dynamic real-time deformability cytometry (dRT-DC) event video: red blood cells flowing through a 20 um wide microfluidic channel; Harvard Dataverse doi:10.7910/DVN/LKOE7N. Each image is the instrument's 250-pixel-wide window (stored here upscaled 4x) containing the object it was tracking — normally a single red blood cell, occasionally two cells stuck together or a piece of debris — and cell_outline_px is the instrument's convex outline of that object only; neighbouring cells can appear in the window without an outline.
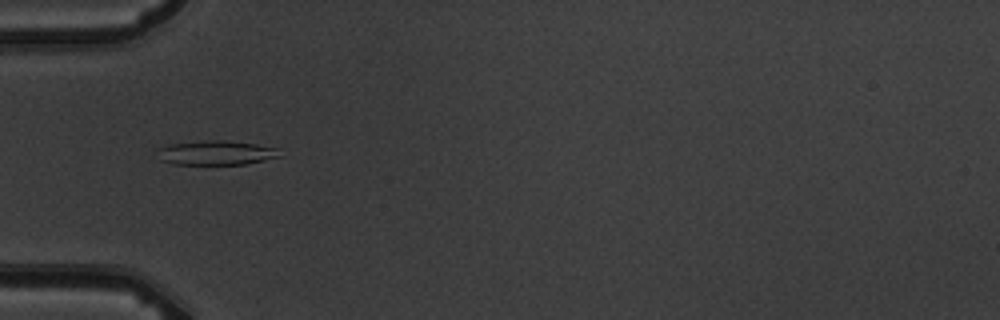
{"species": "common noctule bat (a hibernating species)", "species_latin": "Nyctalus noctula", "temperature_condition": "warm", "stored_images_in_passage": 7, "camera_frame_rate_fps": 3000, "um_per_image_px": 0.085, "animal": {"sex": "male", "body_mass_g": 19.5, "forearm_length_mm": 54.6}, "frame": {"image": 1, "passage_image": 5, "time_ms": 4.667, "image_size_px": [1000, 320], "cell_outline_px": [[280, 156], [244, 164], [172, 164], [160, 160], [156, 148], [168, 144], [204, 140], [228, 140], [256, 144], [276, 148]], "centroid_in_image_um": [18.28, 12.97], "position_along_channel_um": 66.7, "area_um2": 17.34}}
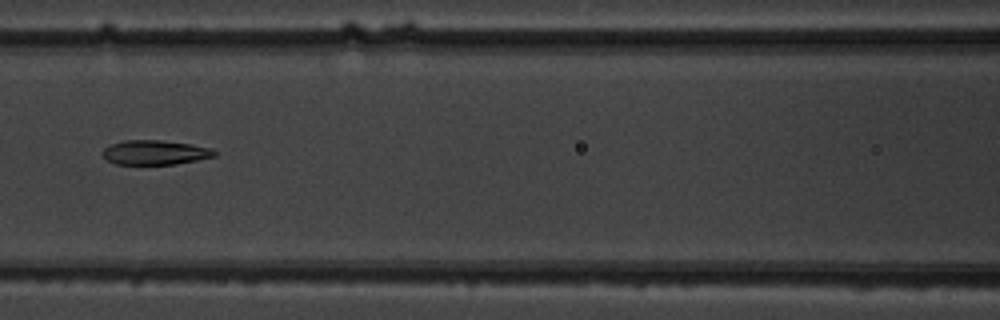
{"frame": {"image": 2, "passage_image": 7, "time_ms": 7.0, "image_size_px": [1000, 320], "cell_outline_px": [[216, 156], [176, 164], [116, 164], [108, 160], [100, 152], [104, 148], [112, 144], [124, 140], [160, 140], [188, 144], [212, 148], [216, 152]], "centroid_in_image_um": [13.16, 12.96], "position_along_channel_um": 153.4, "area_um2": 15.84}}